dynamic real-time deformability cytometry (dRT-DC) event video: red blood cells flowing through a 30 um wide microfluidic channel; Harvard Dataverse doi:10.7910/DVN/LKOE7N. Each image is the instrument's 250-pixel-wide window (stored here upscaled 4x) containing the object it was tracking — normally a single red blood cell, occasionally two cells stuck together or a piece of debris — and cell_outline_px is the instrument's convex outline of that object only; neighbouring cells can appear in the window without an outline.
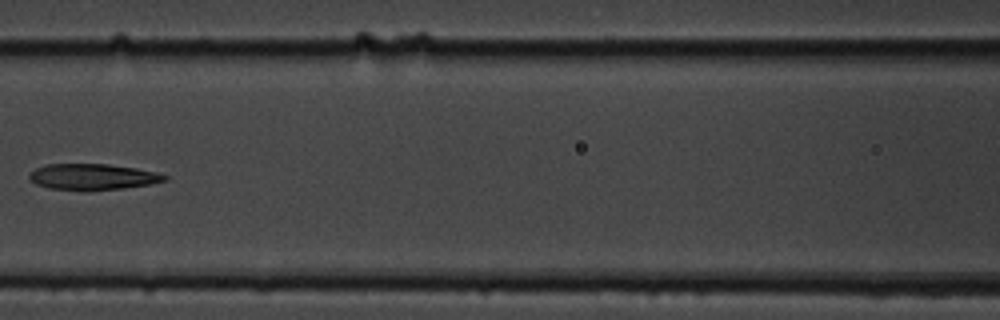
{"species": "common noctule bat (a hibernating species)", "species_latin": "Nyctalus noctula", "temperature_condition": "cold", "stored_images_in_passage": 7, "camera_frame_rate_fps": 3000, "um_per_image_px": 0.085, "animal": {"sex": "male", "body_mass_g": 19.5, "forearm_length_mm": 54.6}, "frame": {"image": 1, "passage_image": 5, "time_ms": 4.667, "image_size_px": [1000, 320], "cell_outline_px": [[168, 180], [148, 184], [124, 188], [84, 192], [48, 188], [36, 184], [28, 176], [36, 168], [48, 164], [108, 164], [136, 168], [156, 172], [168, 176]], "centroid_in_image_um": [7.88, 15.05], "position_along_channel_um": 158.7, "area_um2": 20.75}}
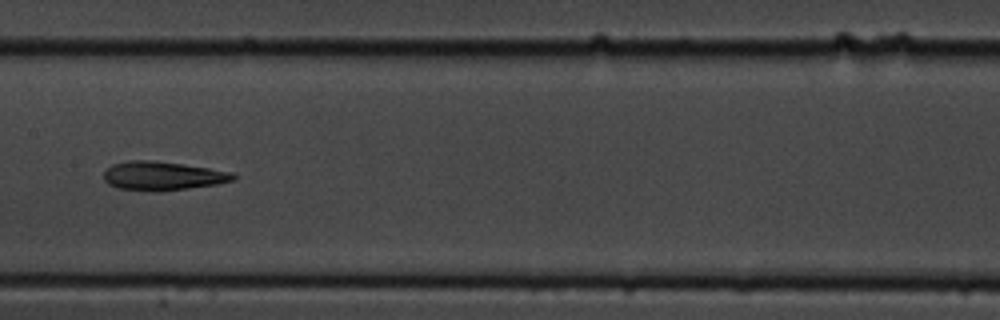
{"frame": {"image": 2, "passage_image": 6, "time_ms": 5.667, "image_size_px": [1000, 320], "cell_outline_px": [[236, 180], [216, 184], [160, 192], [152, 192], [116, 188], [108, 184], [104, 180], [104, 172], [112, 164], [132, 160], [152, 160], [208, 168], [232, 172], [236, 176]], "centroid_in_image_um": [13.8, 14.96], "position_along_channel_um": 193.6, "area_um2": 21.79}}
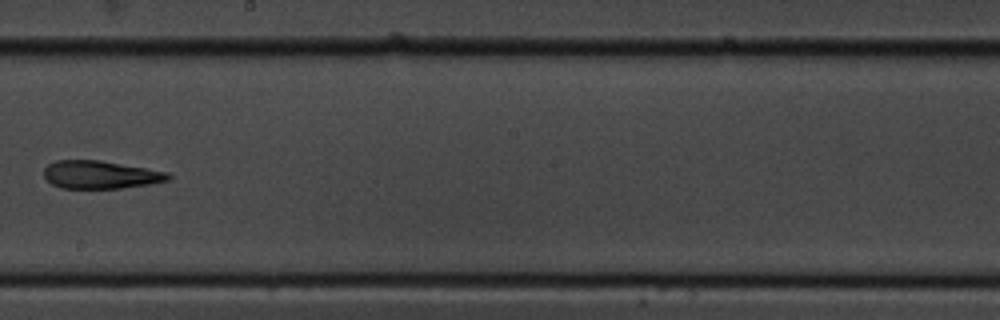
{"frame": {"image": 3, "passage_image": 7, "time_ms": 7.0, "image_size_px": [1000, 320], "cell_outline_px": [[172, 176], [168, 180], [152, 184], [120, 188], [60, 188], [52, 184], [44, 176], [44, 168], [48, 164], [56, 160], [100, 160], [168, 172]], "centroid_in_image_um": [8.53, 14.85], "position_along_channel_um": 239.7, "area_um2": 20.23}}